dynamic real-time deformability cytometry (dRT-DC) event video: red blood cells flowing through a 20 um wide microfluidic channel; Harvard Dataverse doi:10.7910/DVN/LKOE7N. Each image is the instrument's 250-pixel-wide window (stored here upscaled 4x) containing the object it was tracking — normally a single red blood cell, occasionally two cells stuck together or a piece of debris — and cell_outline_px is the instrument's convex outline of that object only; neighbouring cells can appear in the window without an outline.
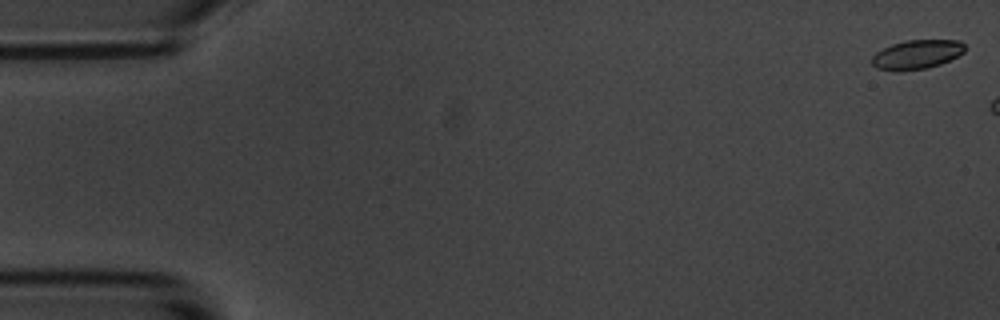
{"species": "common noctule bat (a hibernating species)", "species_latin": "Nyctalus noctula", "temperature_condition": "room temperature", "stored_images_in_passage": 3, "camera_frame_rate_fps": 3000, "um_per_image_px": 0.085, "animal": {"sex": "male", "body_mass_g": 20.1, "forearm_length_mm": 53.5}, "frame": {"image": 1, "passage_image": 1, "time_ms": 0.0, "image_size_px": [1000, 320], "cell_outline_px": [[964, 52], [940, 64], [928, 68], [900, 72], [876, 68], [872, 64], [872, 56], [876, 52], [892, 44], [904, 40], [960, 40], [964, 44]], "centroid_in_image_um": [77.9, 4.64], "position_along_channel_um": 7.1, "area_um2": 15.84}}